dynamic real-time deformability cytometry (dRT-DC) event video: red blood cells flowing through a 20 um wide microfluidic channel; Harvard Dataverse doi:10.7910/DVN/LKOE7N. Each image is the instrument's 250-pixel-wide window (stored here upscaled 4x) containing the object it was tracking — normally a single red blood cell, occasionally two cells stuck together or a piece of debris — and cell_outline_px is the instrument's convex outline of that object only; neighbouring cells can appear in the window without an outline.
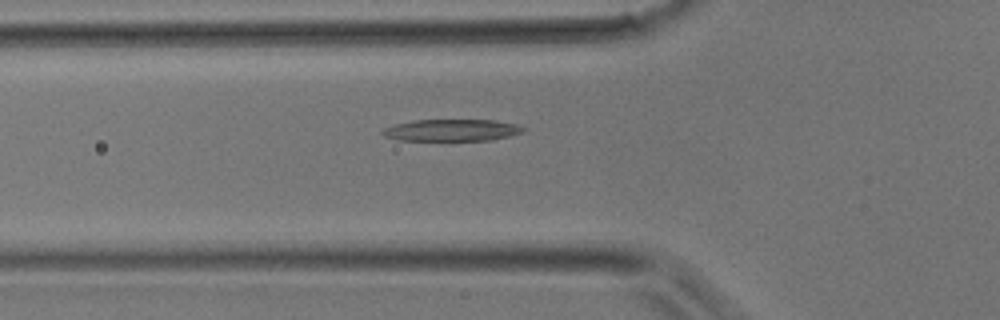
{"species": "common noctule bat (a hibernating species)", "species_latin": "Nyctalus noctula", "temperature_condition": "room temperature", "stored_images_in_passage": 36, "camera_frame_rate_fps": 3000, "um_per_image_px": 0.085, "animal": {"sex": "male", "body_mass_g": 17.9}, "frame": {"image": 1, "passage_image": 11, "time_ms": 3.333, "image_size_px": [1000, 320], "cell_outline_px": [[528, 128], [524, 132], [492, 140], [396, 140], [384, 136], [380, 132], [384, 128], [396, 124], [412, 120], [496, 120], [516, 124]], "centroid_in_image_um": [38.42, 11.06], "position_along_channel_um": 87.4, "area_um2": 17.98}}
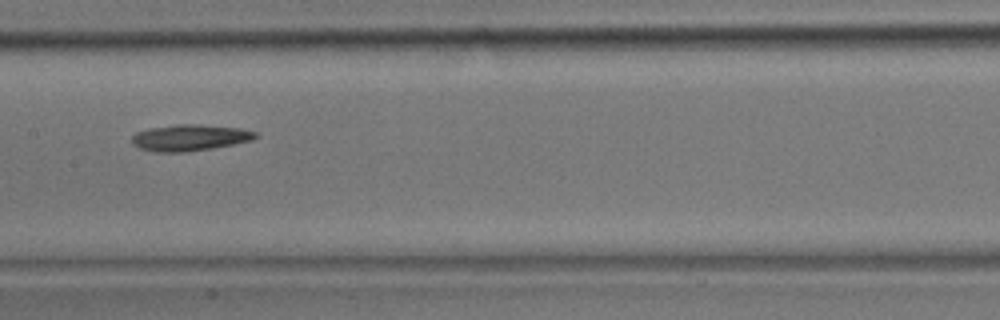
{"frame": {"image": 2, "passage_image": 17, "time_ms": 5.333, "image_size_px": [1000, 320], "cell_outline_px": [[260, 136], [252, 140], [212, 148], [184, 152], [152, 152], [140, 148], [132, 144], [132, 136], [136, 132], [148, 128], [180, 124], [200, 124], [240, 128], [256, 132]], "centroid_in_image_um": [16.12, 11.7], "position_along_channel_um": 191.3, "area_um2": 19.02}}
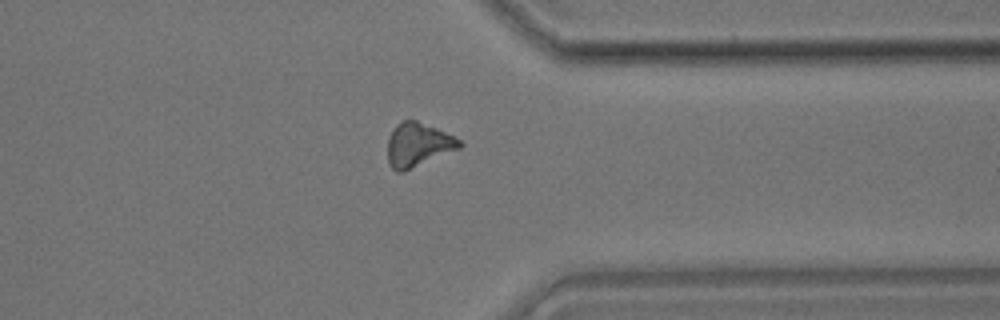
{"frame": {"image": 3, "passage_image": 28, "time_ms": 9.0, "image_size_px": [1000, 320], "cell_outline_px": [[464, 144], [460, 148], [404, 172], [396, 172], [392, 168], [388, 160], [388, 136], [396, 124], [404, 120], [416, 120], [436, 128], [460, 140]], "centroid_in_image_um": [35.51, 12.31], "position_along_channel_um": 375.9, "area_um2": 18.32}}